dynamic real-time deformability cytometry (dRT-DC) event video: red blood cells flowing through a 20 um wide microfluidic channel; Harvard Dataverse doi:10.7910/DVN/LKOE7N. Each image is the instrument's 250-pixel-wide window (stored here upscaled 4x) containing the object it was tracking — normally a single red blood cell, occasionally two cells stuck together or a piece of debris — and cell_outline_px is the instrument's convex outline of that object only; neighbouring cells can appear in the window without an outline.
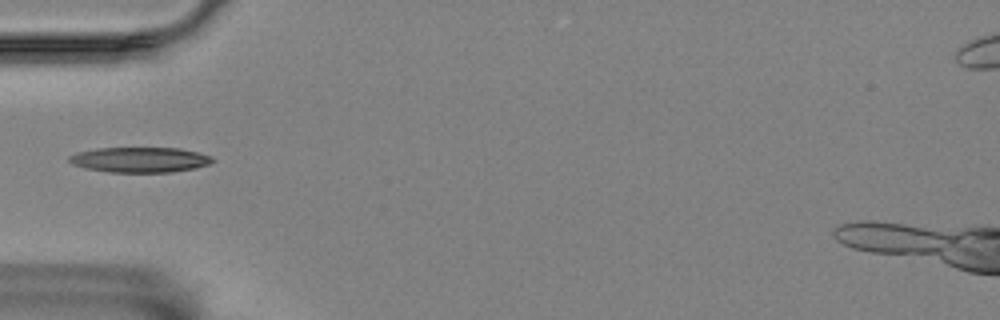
{"species": "Egyptian fruit bat (a non-hibernating species)", "species_latin": "Rousettus aegyptiacus", "temperature_condition": "room temperature", "stored_images_in_passage": 4, "camera_frame_rate_fps": 3000, "um_per_image_px": 0.085, "animal": {"sex": "female"}, "frame": {"image": 1, "passage_image": 4, "time_ms": 4.0, "image_size_px": [1000, 320], "cell_outline_px": [[216, 160], [208, 164], [196, 168], [172, 172], [108, 172], [84, 168], [72, 164], [68, 160], [68, 156], [76, 152], [96, 148], [180, 148], [212, 156]], "centroid_in_image_um": [11.87, 13.58], "position_along_channel_um": 73.1, "area_um2": 21.21}}